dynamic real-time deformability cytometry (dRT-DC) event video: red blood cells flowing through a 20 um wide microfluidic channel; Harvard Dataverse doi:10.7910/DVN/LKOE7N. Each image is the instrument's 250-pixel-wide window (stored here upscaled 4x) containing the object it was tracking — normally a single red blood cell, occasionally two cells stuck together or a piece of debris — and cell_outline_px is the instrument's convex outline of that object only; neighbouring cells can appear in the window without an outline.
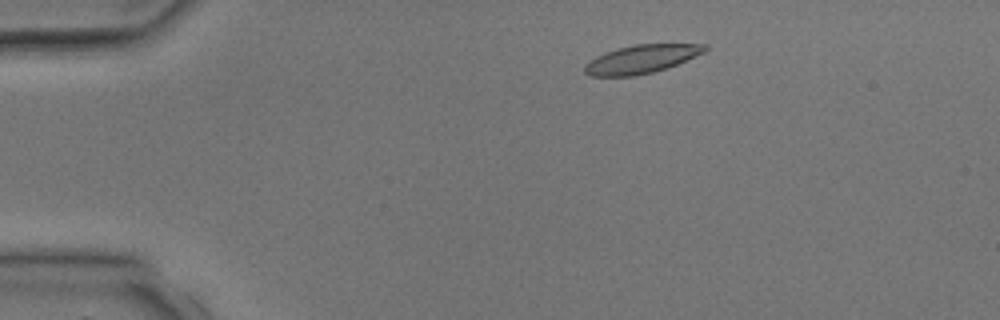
{"species": "common noctule bat (a hibernating species)", "species_latin": "Nyctalus noctula", "temperature_condition": "room temperature", "stored_images_in_passage": 2, "camera_frame_rate_fps": 3000, "um_per_image_px": 0.085, "animal": {"sex": "male", "body_mass_g": 17.9, "forearm_length_mm": 54.2}, "frame": {"image": 1, "passage_image": 1, "time_ms": 0.0, "image_size_px": [1000, 320], "cell_outline_px": [[708, 48], [704, 52], [668, 68], [652, 72], [632, 76], [592, 76], [584, 72], [584, 64], [588, 60], [604, 52], [616, 48], [636, 44], [708, 44]], "centroid_in_image_um": [54.49, 5.02], "position_along_channel_um": 30.5, "area_um2": 19.94}}